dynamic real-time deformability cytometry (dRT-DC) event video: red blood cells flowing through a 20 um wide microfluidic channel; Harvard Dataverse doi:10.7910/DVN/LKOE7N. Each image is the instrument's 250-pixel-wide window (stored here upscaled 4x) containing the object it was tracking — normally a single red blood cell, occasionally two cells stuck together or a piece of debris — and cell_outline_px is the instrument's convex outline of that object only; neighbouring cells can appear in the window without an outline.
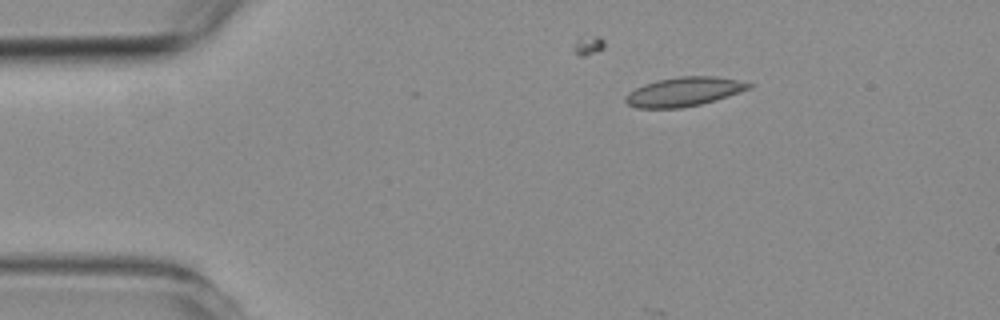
{"species": "common noctule bat (a hibernating species)", "species_latin": "Nyctalus noctula", "temperature_condition": "room temperature", "stored_images_in_passage": 5, "camera_frame_rate_fps": 3000, "um_per_image_px": 0.085, "animal": {"sex": "female", "body_mass_g": 19.3, "forearm_length_mm": 54.1}, "frame": {"image": 1, "passage_image": 2, "time_ms": 2.0, "image_size_px": [1000, 320], "cell_outline_px": [[756, 84], [752, 88], [728, 96], [700, 104], [680, 108], [636, 108], [628, 104], [624, 100], [624, 96], [628, 92], [644, 84], [656, 80], [680, 76], [712, 76], [736, 80]], "centroid_in_image_um": [58.12, 7.79], "position_along_channel_um": 26.9, "area_um2": 20.92}}
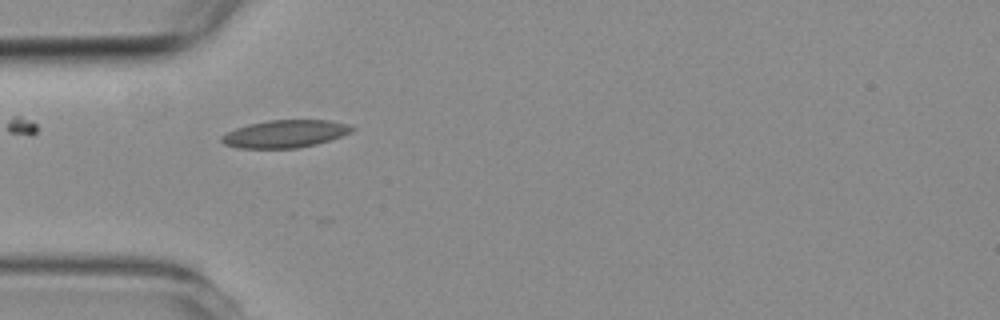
{"frame": {"image": 2, "passage_image": 4, "time_ms": 4.333, "image_size_px": [1000, 320], "cell_outline_px": [[356, 128], [352, 132], [316, 144], [296, 148], [240, 148], [224, 144], [220, 140], [220, 136], [236, 128], [248, 124], [268, 120], [328, 120], [348, 124]], "centroid_in_image_um": [24.22, 11.37], "position_along_channel_um": 60.8, "area_um2": 20.87}}